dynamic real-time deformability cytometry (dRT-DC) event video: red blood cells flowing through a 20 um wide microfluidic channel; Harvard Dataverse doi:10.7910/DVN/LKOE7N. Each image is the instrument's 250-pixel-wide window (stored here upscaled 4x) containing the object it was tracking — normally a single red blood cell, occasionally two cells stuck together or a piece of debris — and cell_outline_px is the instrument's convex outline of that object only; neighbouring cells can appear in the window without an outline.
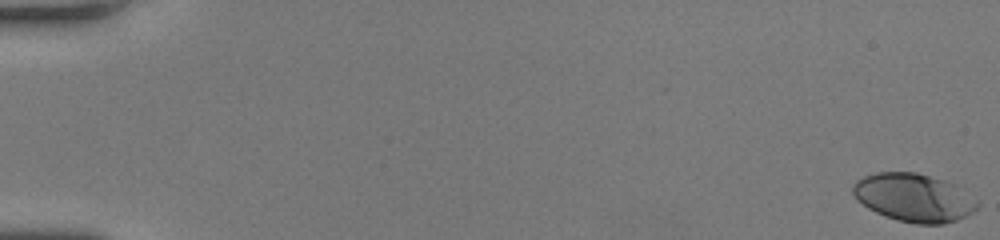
{"species": "human", "species_latin": "Homo sapiens", "temperature_condition": "room temperature", "stored_images_in_passage": 51, "camera_frame_rate_fps": 3000, "um_per_image_px": 0.085, "donor": {"sex": "female"}, "frame": {"image": 1, "passage_image": 1, "time_ms": 0.0, "image_size_px": [1000, 240], "cell_outline_px": [[980, 204], [972, 212], [956, 220], [944, 224], [916, 224], [896, 220], [876, 212], [868, 208], [856, 200], [852, 192], [852, 184], [856, 180], [864, 176], [876, 172], [916, 172], [944, 180], [952, 184], [980, 200]], "centroid_in_image_um": [77.65, 16.8], "position_along_channel_um": 7.3, "area_um2": 35.03}}
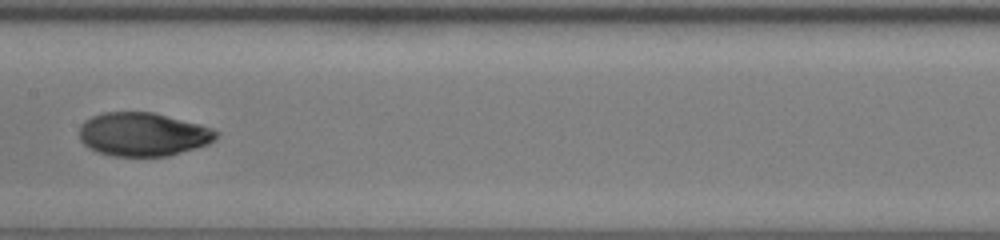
{"frame": {"image": 2, "passage_image": 28, "time_ms": 9.0, "image_size_px": [1000, 240], "cell_outline_px": [[220, 132], [216, 140], [208, 144], [196, 148], [168, 156], [112, 156], [96, 152], [88, 148], [80, 140], [80, 124], [84, 120], [92, 116], [104, 112], [152, 112], [200, 124], [212, 128]], "centroid_in_image_um": [12.16, 11.42], "position_along_channel_um": 195.2, "area_um2": 35.03}}
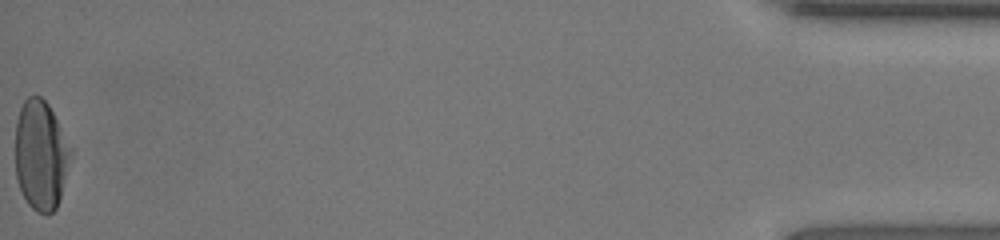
{"frame": {"image": 3, "passage_image": 51, "time_ms": 16.667, "image_size_px": [1000, 240], "cell_outline_px": [[72, 152], [60, 196], [56, 208], [52, 212], [36, 212], [28, 204], [16, 180], [16, 120], [20, 108], [24, 100], [28, 96], [40, 96], [48, 104], [72, 148]], "centroid_in_image_um": [3.46, 13.16], "position_along_channel_um": 431.7, "area_um2": 35.08}, "authors_computed_cell_mechanics": {"area_um2": 34.68, "velocity_mm_per_s": 4.3087, "shape_relaxation_time_tau1_ms": 5.285, "shape_relaxation_time_tau2_ms": 0.8771, "deformation_change_tau1": 0.2197, "deformation_change_tau2": 0.0379}}